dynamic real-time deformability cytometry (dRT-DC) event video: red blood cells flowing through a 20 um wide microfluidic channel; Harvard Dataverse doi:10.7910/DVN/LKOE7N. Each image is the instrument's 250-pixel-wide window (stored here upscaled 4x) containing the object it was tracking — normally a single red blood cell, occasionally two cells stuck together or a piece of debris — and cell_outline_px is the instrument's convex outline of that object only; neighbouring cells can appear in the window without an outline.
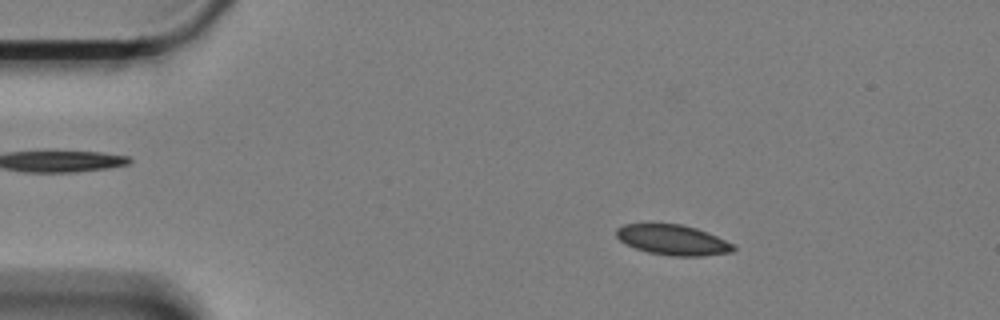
{"species": "Egyptian fruit bat (a non-hibernating species)", "species_latin": "Rousettus aegyptiacus", "temperature_condition": "cold", "stored_images_in_passage": 51, "camera_frame_rate_fps": 3000, "um_per_image_px": 0.085, "animal": {"sex": "female"}, "frame": {"image": 1, "passage_image": 2, "time_ms": 0.333, "image_size_px": [1000, 320], "cell_outline_px": [[736, 248], [732, 252], [704, 256], [672, 256], [648, 252], [636, 248], [620, 240], [616, 236], [616, 228], [624, 224], [680, 224], [696, 228], [708, 232], [736, 244]], "centroid_in_image_um": [57.24, 20.4], "position_along_channel_um": 27.8, "area_um2": 20.69}}
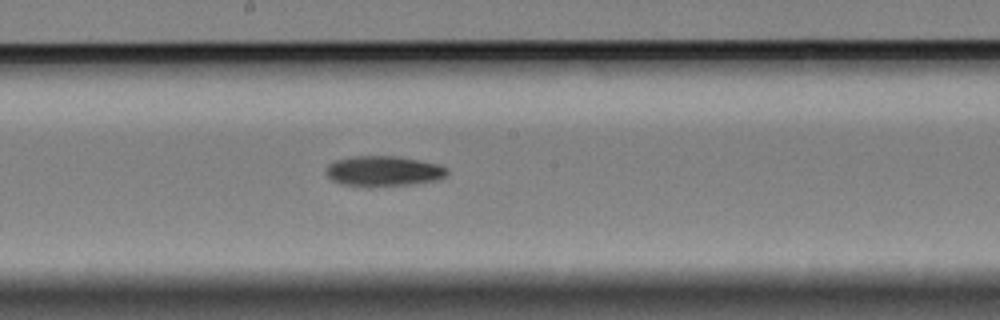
{"frame": {"image": 2, "passage_image": 23, "time_ms": 7.333, "image_size_px": [1000, 320], "cell_outline_px": [[448, 176], [440, 180], [416, 184], [372, 188], [364, 188], [340, 184], [332, 180], [324, 172], [324, 168], [328, 164], [336, 160], [352, 156], [396, 156], [440, 164], [448, 168]], "centroid_in_image_um": [32.6, 14.58], "position_along_channel_um": 215.6, "area_um2": 22.31}}
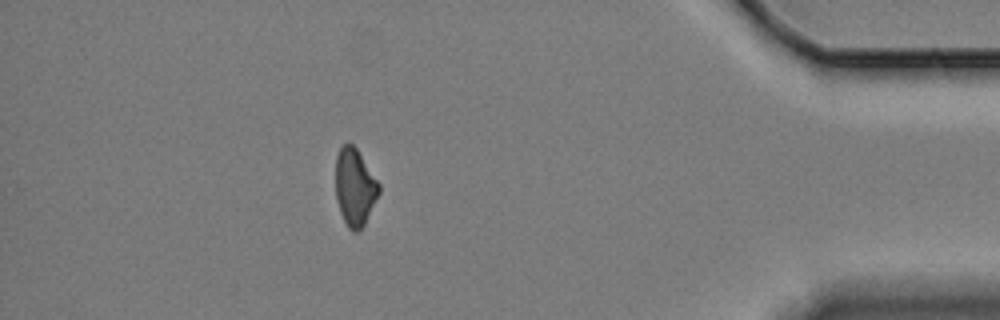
{"frame": {"image": 3, "passage_image": 44, "time_ms": 14.333, "image_size_px": [1000, 320], "cell_outline_px": [[380, 192], [364, 224], [356, 232], [352, 232], [348, 228], [340, 212], [336, 200], [336, 156], [340, 148], [344, 144], [352, 144], [356, 148], [380, 184]], "centroid_in_image_um": [30.15, 15.92], "position_along_channel_um": 405.0, "area_um2": 19.31}}